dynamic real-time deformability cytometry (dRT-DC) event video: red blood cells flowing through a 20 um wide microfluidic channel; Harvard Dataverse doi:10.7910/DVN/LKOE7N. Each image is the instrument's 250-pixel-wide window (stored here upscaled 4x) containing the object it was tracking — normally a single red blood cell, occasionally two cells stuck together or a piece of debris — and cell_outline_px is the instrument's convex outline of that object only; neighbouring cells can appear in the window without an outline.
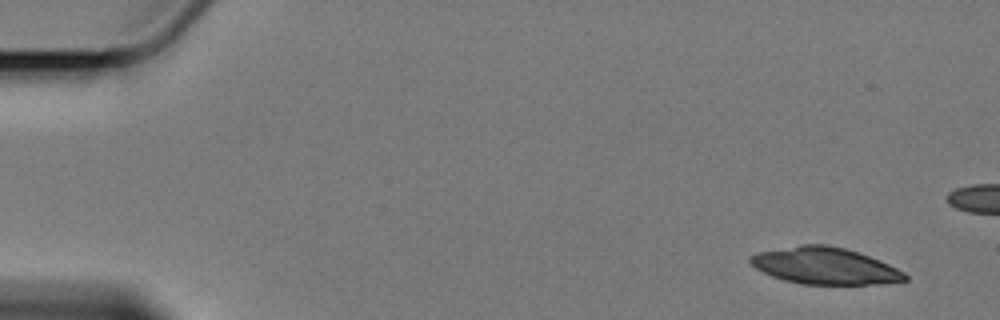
{"species": "Egyptian fruit bat (a non-hibernating species)", "species_latin": "Rousettus aegyptiacus", "temperature_condition": "cold", "stored_images_in_passage": 6, "camera_frame_rate_fps": 3000, "um_per_image_px": 0.085, "animal": {"sex": "female"}, "frame": {"image": 1, "passage_image": 1, "time_ms": 0.0, "image_size_px": [1000, 320], "cell_outline_px": [[908, 280], [880, 284], [800, 284], [784, 280], [772, 276], [756, 268], [748, 260], [752, 256], [760, 252], [800, 244], [828, 244], [844, 248], [880, 260], [904, 272], [908, 276]], "centroid_in_image_um": [70.14, 22.6], "position_along_channel_um": 14.9, "area_um2": 32.89}}